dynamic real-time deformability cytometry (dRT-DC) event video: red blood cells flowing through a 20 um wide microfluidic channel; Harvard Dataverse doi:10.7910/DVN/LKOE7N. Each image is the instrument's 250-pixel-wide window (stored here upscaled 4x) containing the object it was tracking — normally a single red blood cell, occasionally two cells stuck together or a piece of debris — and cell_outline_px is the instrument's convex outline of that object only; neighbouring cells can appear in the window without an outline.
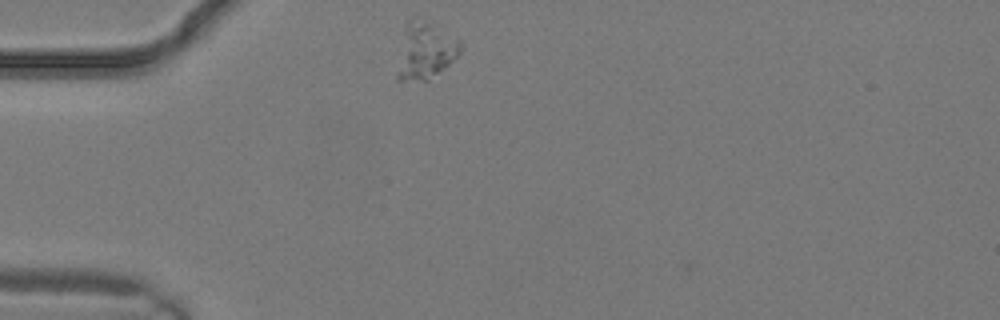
{"species": "common noctule bat (a hibernating species)", "species_latin": "Nyctalus noctula", "temperature_condition": "warm", "stored_images_in_passage": 1, "camera_frame_rate_fps": 3000, "um_per_image_px": 0.085, "animal": {"sex": "male", "body_mass_g": 19.2, "forearm_length_mm": 51.8}, "frame": {"image": 1, "passage_image": 1, "time_ms": 0.0, "image_size_px": [1000, 320], "cell_outline_px": [[464, 44], [460, 52], [448, 64], [428, 80], [396, 80], [396, 76], [404, 28], [412, 16], [416, 16], [432, 24], [460, 40]], "centroid_in_image_um": [36.14, 4.29], "position_along_channel_um": 48.9, "area_um2": 20.58}}